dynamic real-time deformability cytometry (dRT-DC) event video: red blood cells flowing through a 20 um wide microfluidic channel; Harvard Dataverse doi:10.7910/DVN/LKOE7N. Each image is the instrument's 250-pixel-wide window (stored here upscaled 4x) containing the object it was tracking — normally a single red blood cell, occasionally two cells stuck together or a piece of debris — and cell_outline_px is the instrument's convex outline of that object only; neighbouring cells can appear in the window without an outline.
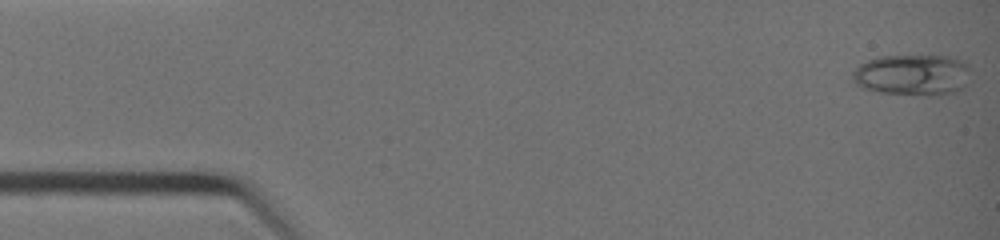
{"species": "common noctule bat (a hibernating species)", "species_latin": "Nyctalus noctula", "temperature_condition": "warm", "stored_images_in_passage": 10, "camera_frame_rate_fps": 3000, "um_per_image_px": 0.085, "animal": {"sex": "female", "body_mass_g": 19.0, "forearm_length_mm": 51.5}, "frame": {"image": 1, "passage_image": 1, "time_ms": 0.0, "image_size_px": [1000, 240], "cell_outline_px": [[968, 68], [964, 84], [956, 92], [936, 96], [924, 96], [880, 92], [864, 88], [856, 84], [852, 80], [852, 72], [860, 64], [868, 60], [880, 56], [948, 56], [960, 60], [968, 64]], "centroid_in_image_um": [77.52, 6.38], "position_along_channel_um": 7.5, "area_um2": 28.15}}